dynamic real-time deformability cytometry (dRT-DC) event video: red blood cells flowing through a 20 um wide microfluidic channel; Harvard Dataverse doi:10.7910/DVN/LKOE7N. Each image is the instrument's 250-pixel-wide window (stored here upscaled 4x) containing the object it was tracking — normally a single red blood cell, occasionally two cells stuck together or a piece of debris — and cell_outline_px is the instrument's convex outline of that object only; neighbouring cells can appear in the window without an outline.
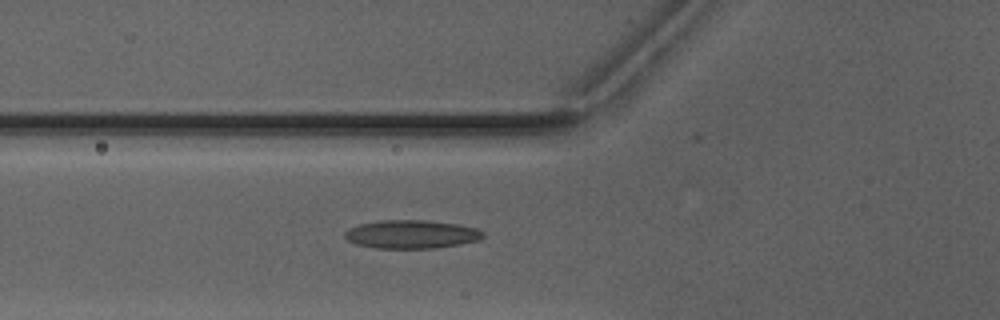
{"species": "Egyptian fruit bat (a non-hibernating species)", "species_latin": "Rousettus aegyptiacus", "temperature_condition": "warm", "stored_images_in_passage": 51, "camera_frame_rate_fps": 3000, "um_per_image_px": 0.085, "animal": {"sex": "male"}, "frame": {"image": 1, "passage_image": 20, "time_ms": 6.333, "image_size_px": [1000, 320], "cell_outline_px": [[484, 236], [480, 240], [460, 244], [436, 248], [376, 248], [356, 244], [348, 240], [344, 236], [344, 232], [348, 228], [360, 224], [380, 220], [424, 220], [456, 224], [476, 228], [484, 232]], "centroid_in_image_um": [34.97, 19.91], "position_along_channel_um": 90.8, "area_um2": 22.89}}
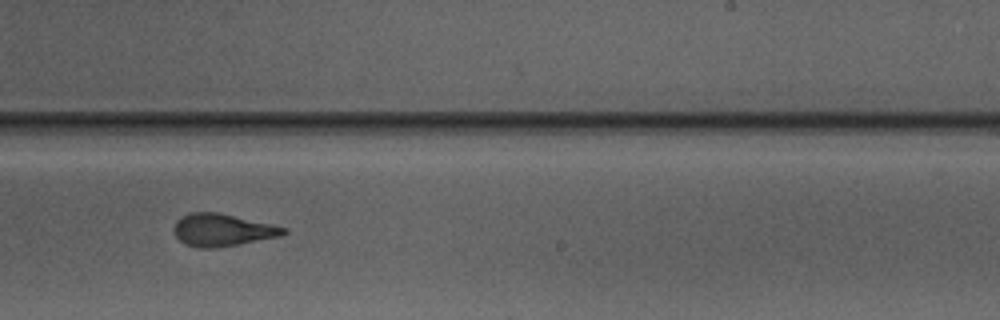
{"frame": {"image": 2, "passage_image": 33, "time_ms": 10.667, "image_size_px": [1000, 320], "cell_outline_px": [[288, 232], [280, 236], [216, 248], [200, 248], [184, 244], [176, 236], [172, 228], [176, 220], [180, 216], [192, 212], [216, 212], [272, 224], [288, 228]], "centroid_in_image_um": [18.87, 19.55], "position_along_channel_um": 270.1, "area_um2": 20.69}}
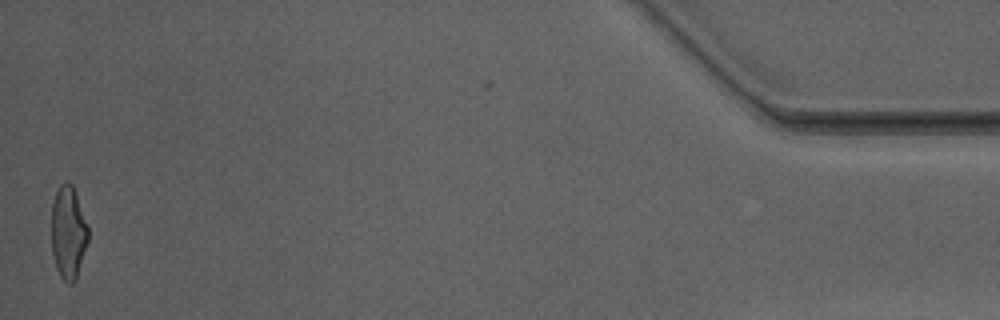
{"frame": {"image": 3, "passage_image": 51, "time_ms": 16.667, "image_size_px": [1000, 320], "cell_outline_px": [[88, 240], [76, 280], [72, 284], [68, 284], [60, 276], [56, 268], [52, 256], [52, 204], [56, 192], [60, 184], [72, 184], [76, 192], [88, 224]], "centroid_in_image_um": [5.81, 19.79], "position_along_channel_um": 429.4, "area_um2": 19.94}, "authors_computed_cell_mechanics": {"area_um2": 20.9236, "velocity_mm_per_s": 4.1231, "shape_relaxation_time_tau1_ms": 5.2467, "shape_relaxation_time_tau2_ms": 1.6068, "deformation_change_tau1": 0.1894, "deformation_change_tau2": 0.1008}}